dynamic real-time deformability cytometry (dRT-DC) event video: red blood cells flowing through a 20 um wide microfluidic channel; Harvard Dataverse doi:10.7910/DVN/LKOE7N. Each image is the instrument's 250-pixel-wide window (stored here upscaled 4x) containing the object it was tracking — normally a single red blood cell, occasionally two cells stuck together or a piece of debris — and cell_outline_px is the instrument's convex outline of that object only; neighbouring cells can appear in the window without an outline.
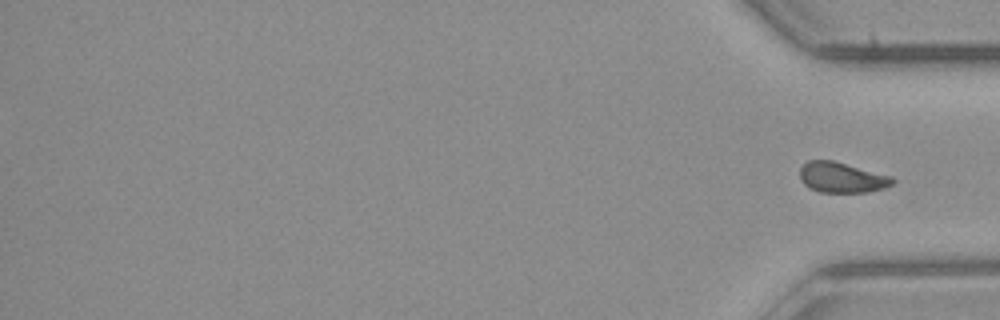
{"species": "common noctule bat (a hibernating species)", "species_latin": "Nyctalus noctula", "temperature_condition": "room temperature", "stored_images_in_passage": 51, "segment_of_instrument_passage": [2, 2], "camera_frame_rate_fps": 3000, "um_per_image_px": 0.085, "animal": {"sex": "male", "body_mass_g": 23.1, "forearm_length_mm": 52.7}, "frame": {"image": 1, "passage_image": 51, "time_ms": 16.667, "image_size_px": [1000, 320], "cell_outline_px": [[896, 180], [892, 184], [884, 188], [868, 192], [820, 192], [808, 188], [800, 180], [800, 168], [808, 160], [832, 160], [892, 176]], "centroid_in_image_um": [71.54, 15.09], "position_along_channel_um": 363.7, "area_um2": 16.47}}